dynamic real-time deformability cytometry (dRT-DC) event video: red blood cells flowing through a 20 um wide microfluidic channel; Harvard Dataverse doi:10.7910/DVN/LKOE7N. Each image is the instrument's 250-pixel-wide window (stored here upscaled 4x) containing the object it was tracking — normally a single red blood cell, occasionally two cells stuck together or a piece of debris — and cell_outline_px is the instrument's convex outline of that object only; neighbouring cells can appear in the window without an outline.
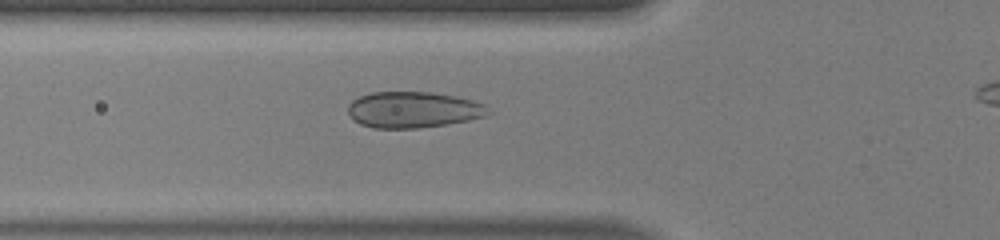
{"species": "human", "species_latin": "Homo sapiens", "temperature_condition": "warm", "stored_images_in_passage": 29, "camera_frame_rate_fps": 3000, "um_per_image_px": 0.085, "donor": {"sex": "male"}, "frame": {"image": 1, "passage_image": 2, "time_ms": 0.333, "image_size_px": [1000, 240], "cell_outline_px": [[492, 112], [484, 116], [468, 120], [448, 124], [420, 128], [372, 128], [360, 124], [352, 120], [348, 112], [348, 104], [352, 100], [360, 96], [372, 92], [432, 92], [472, 100], [484, 104]], "centroid_in_image_um": [35.09, 9.33], "position_along_channel_um": 90.7, "area_um2": 29.59}}
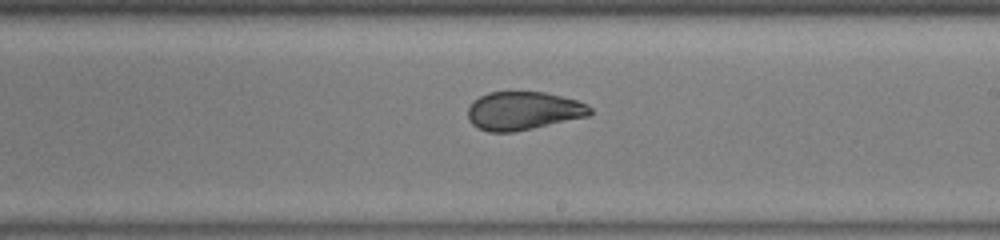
{"frame": {"image": 2, "passage_image": 13, "time_ms": 4.0, "image_size_px": [1000, 240], "cell_outline_px": [[592, 112], [588, 116], [532, 128], [512, 132], [488, 132], [476, 128], [468, 120], [468, 108], [472, 100], [488, 92], [544, 92], [576, 100], [588, 104], [592, 108]], "centroid_in_image_um": [44.44, 9.42], "position_along_channel_um": 244.6, "area_um2": 27.34}}
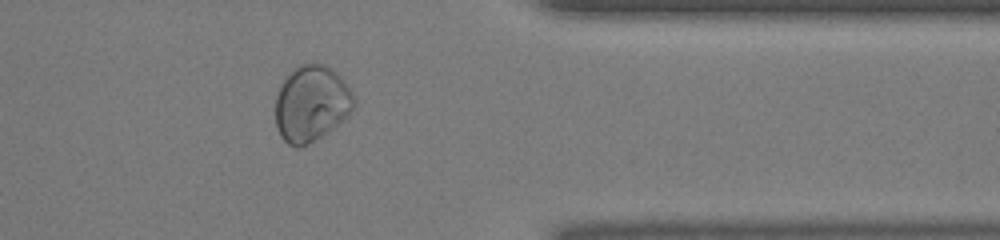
{"frame": {"image": 3, "passage_image": 24, "time_ms": 7.667, "image_size_px": [1000, 240], "cell_outline_px": [[356, 104], [348, 116], [332, 128], [308, 144], [300, 148], [296, 148], [288, 144], [280, 136], [276, 124], [276, 96], [280, 84], [292, 68], [316, 60], [332, 68], [348, 84], [356, 100]], "centroid_in_image_um": [26.47, 8.76], "position_along_channel_um": 384.9, "area_um2": 35.26}}